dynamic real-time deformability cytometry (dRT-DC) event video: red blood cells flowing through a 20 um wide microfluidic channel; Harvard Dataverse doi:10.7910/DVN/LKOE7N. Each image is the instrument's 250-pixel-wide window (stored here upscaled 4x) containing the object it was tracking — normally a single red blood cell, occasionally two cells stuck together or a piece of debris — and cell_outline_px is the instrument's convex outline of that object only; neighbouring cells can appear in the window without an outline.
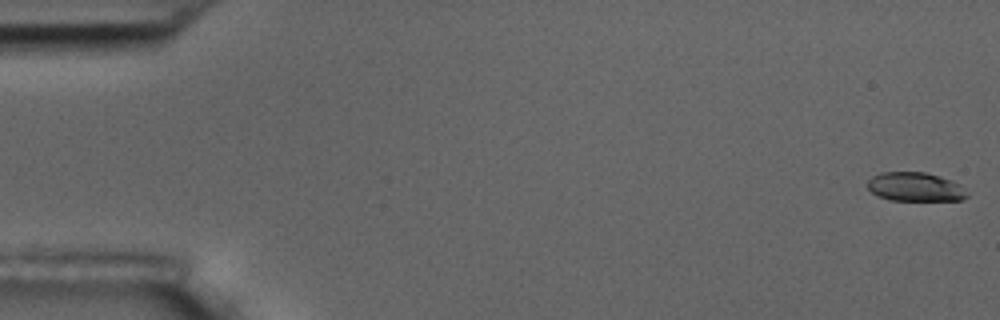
{"species": "common noctule bat (a hibernating species)", "species_latin": "Nyctalus noctula", "temperature_condition": "room temperature", "stored_images_in_passage": 57, "camera_frame_rate_fps": 3000, "um_per_image_px": 0.085, "animal": {"sex": "male", "body_mass_g": 17.5, "forearm_length_mm": 52.3}, "frame": {"image": 1, "passage_image": 1, "time_ms": 0.0, "image_size_px": [1000, 320], "cell_outline_px": [[968, 196], [964, 200], [888, 200], [876, 196], [868, 188], [868, 180], [872, 176], [880, 172], [924, 172], [952, 180], [960, 184]], "centroid_in_image_um": [77.77, 15.89], "position_along_channel_um": 7.2, "area_um2": 16.82}}
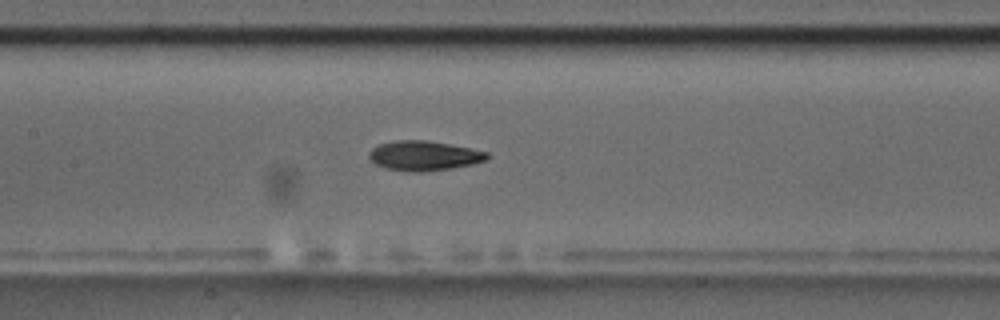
{"frame": {"image": 2, "passage_image": 27, "time_ms": 8.667, "image_size_px": [1000, 320], "cell_outline_px": [[492, 156], [488, 160], [472, 164], [452, 168], [424, 172], [408, 172], [384, 168], [376, 164], [368, 156], [368, 152], [372, 148], [380, 144], [396, 140], [424, 140], [448, 144], [488, 152]], "centroid_in_image_um": [36.04, 13.25], "position_along_channel_um": 171.4, "area_um2": 20.52}}
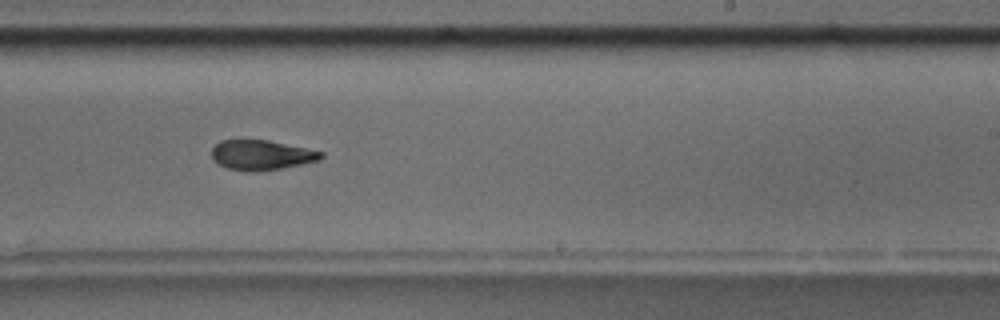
{"frame": {"image": 3, "passage_image": 35, "time_ms": 11.333, "image_size_px": [1000, 320], "cell_outline_px": [[324, 156], [320, 160], [260, 172], [248, 172], [228, 168], [212, 160], [212, 148], [220, 140], [240, 136], [268, 140], [324, 152]], "centroid_in_image_um": [22.15, 13.13], "position_along_channel_um": 266.8, "area_um2": 19.71}, "authors_computed_cell_mechanics": {"area_um2": 19.4786, "velocity_mm_per_s": 3.598, "shape_relaxation_time_tau1_ms": 5.0682, "shape_relaxation_time_tau2_ms": 3.8548, "deformation_change_tau1": 0.1609, "deformation_change_tau2": 0.1154}}